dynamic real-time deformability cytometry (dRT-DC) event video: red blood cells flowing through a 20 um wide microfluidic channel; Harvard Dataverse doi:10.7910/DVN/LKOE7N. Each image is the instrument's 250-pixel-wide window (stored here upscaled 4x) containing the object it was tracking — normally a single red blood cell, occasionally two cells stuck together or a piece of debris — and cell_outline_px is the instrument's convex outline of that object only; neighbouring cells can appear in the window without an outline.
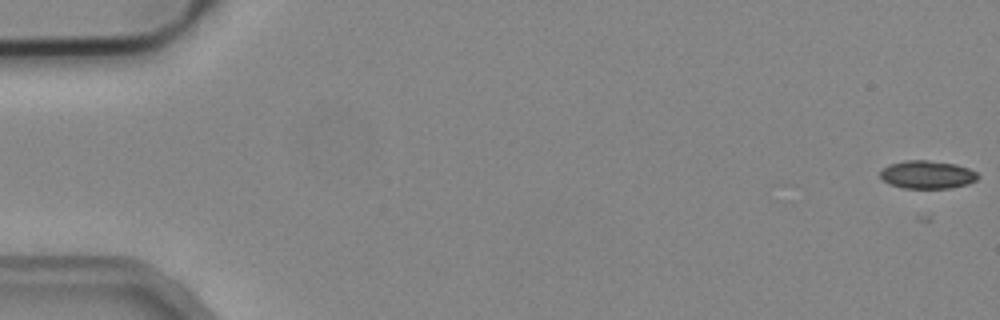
{"species": "common noctule bat (a hibernating species)", "species_latin": "Nyctalus noctula", "temperature_condition": "cold", "stored_images_in_passage": 55, "camera_frame_rate_fps": 3000, "um_per_image_px": 0.085, "animal": {"sex": "male", "body_mass_g": 19.2, "forearm_length_mm": 51.8}, "frame": {"image": 1, "passage_image": 1, "time_ms": 0.0, "image_size_px": [1000, 320], "cell_outline_px": [[980, 176], [976, 180], [968, 184], [952, 188], [904, 188], [888, 184], [880, 176], [880, 168], [888, 164], [904, 160], [928, 160], [956, 164], [968, 168], [976, 172]], "centroid_in_image_um": [78.79, 14.84], "position_along_channel_um": 6.2, "area_um2": 16.18}}
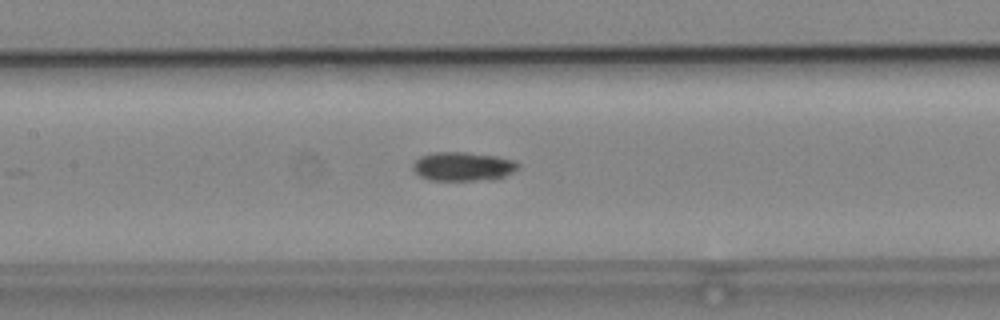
{"frame": {"image": 2, "passage_image": 26, "time_ms": 8.333, "image_size_px": [1000, 320], "cell_outline_px": [[520, 168], [496, 180], [432, 180], [420, 176], [412, 168], [412, 164], [420, 156], [436, 152], [464, 152], [496, 156], [512, 160], [520, 164]], "centroid_in_image_um": [39.37, 14.15], "position_along_channel_um": 168.0, "area_um2": 17.74}}
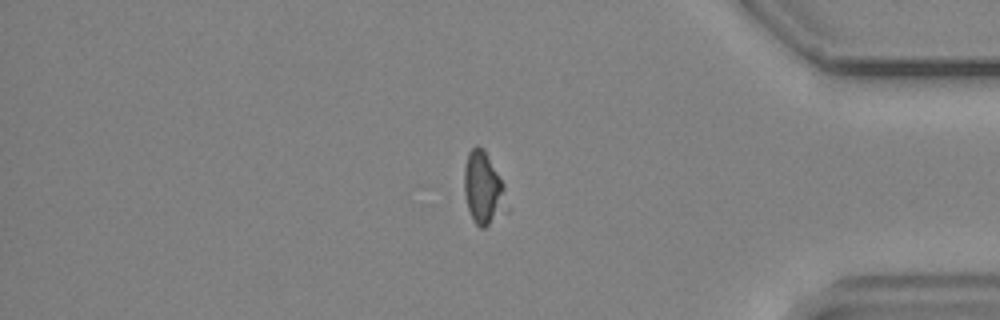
{"frame": {"image": 3, "passage_image": 46, "time_ms": 15.0, "image_size_px": [1000, 320], "cell_outline_px": [[508, 212], [484, 228], [480, 228], [472, 220], [468, 208], [464, 192], [464, 168], [468, 152], [476, 144], [484, 148], [504, 184], [508, 208]], "centroid_in_image_um": [41.1, 16.03], "position_along_channel_um": 394.1, "area_um2": 18.38}}